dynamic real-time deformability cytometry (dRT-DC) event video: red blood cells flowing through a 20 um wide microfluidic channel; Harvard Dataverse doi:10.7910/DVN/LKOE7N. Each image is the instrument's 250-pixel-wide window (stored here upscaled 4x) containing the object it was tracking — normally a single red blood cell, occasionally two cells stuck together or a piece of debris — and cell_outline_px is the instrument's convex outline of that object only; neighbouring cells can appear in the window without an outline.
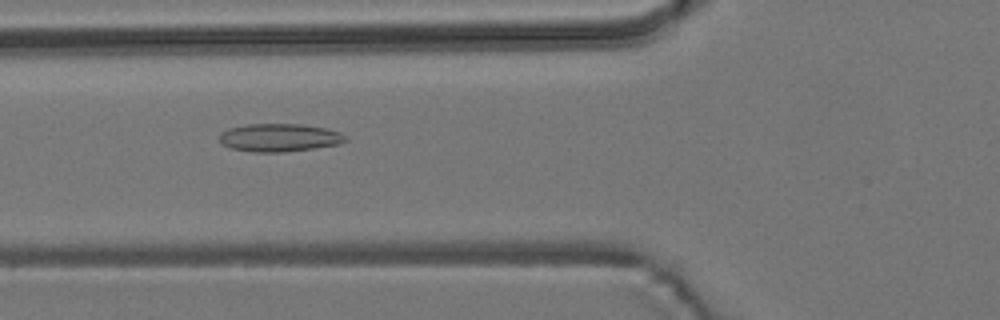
{"species": "common noctule bat (a hibernating species)", "species_latin": "Nyctalus noctula", "temperature_condition": "room temperature", "stored_images_in_passage": 6, "camera_frame_rate_fps": 3000, "um_per_image_px": 0.085, "animal": {"sex": "male", "body_mass_g": 19.2, "forearm_length_mm": 51.8}, "frame": {"image": 1, "passage_image": 6, "time_ms": 1.667, "image_size_px": [1000, 320], "cell_outline_px": [[348, 140], [340, 144], [284, 152], [252, 152], [232, 148], [220, 144], [220, 132], [228, 128], [248, 124], [300, 124], [324, 128], [340, 132], [348, 136]], "centroid_in_image_um": [23.74, 11.7], "position_along_channel_um": 102.1, "area_um2": 20.63}}